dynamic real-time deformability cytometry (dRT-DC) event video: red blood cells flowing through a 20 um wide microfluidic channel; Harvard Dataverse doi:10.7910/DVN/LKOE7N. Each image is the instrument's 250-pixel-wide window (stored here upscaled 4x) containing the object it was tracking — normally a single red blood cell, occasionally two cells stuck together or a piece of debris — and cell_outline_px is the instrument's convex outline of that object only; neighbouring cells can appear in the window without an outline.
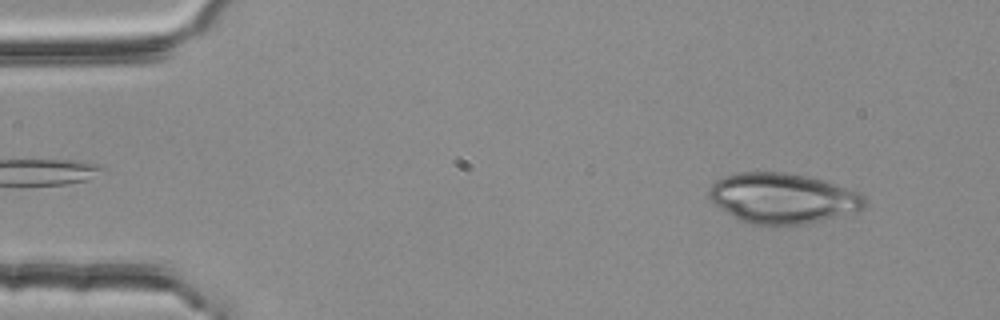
{"species": "common noctule bat (a hibernating species)", "species_latin": "Nyctalus noctula", "temperature_condition": "room temperature", "stored_images_in_passage": 52, "camera_frame_rate_fps": 3000, "um_per_image_px": 0.085, "animal": {"sex": "female", "body_mass_g": 25.1}, "frame": {"image": 1, "passage_image": 4, "time_ms": 1.0, "image_size_px": [1000, 320], "cell_outline_px": [[868, 200], [864, 208], [820, 220], [804, 224], [752, 224], [740, 220], [724, 212], [708, 196], [708, 188], [720, 176], [740, 172], [784, 172], [804, 176], [820, 180], [856, 192], [864, 196]], "centroid_in_image_um": [66.44, 16.84], "position_along_channel_um": 18.6, "area_um2": 44.91}}
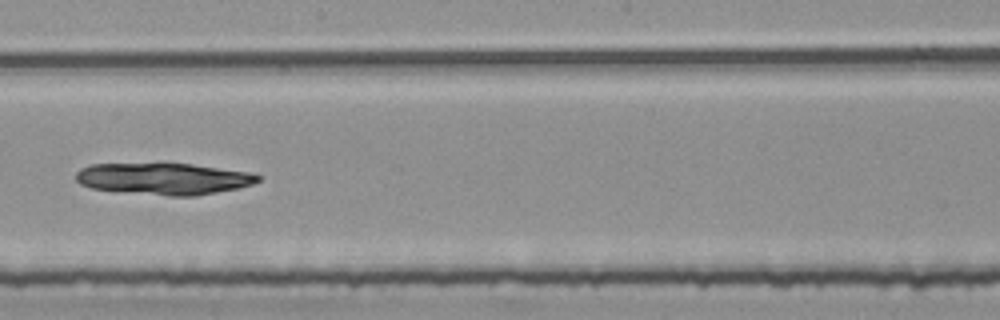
{"frame": {"image": 2, "passage_image": 29, "time_ms": 9.333, "image_size_px": [1000, 320], "cell_outline_px": [[264, 176], [260, 180], [252, 184], [240, 188], [196, 196], [168, 196], [92, 188], [80, 184], [76, 180], [76, 172], [80, 168], [92, 164], [192, 164], [248, 172]], "centroid_in_image_um": [13.96, 15.2], "position_along_channel_um": 234.2, "area_um2": 33.41}}
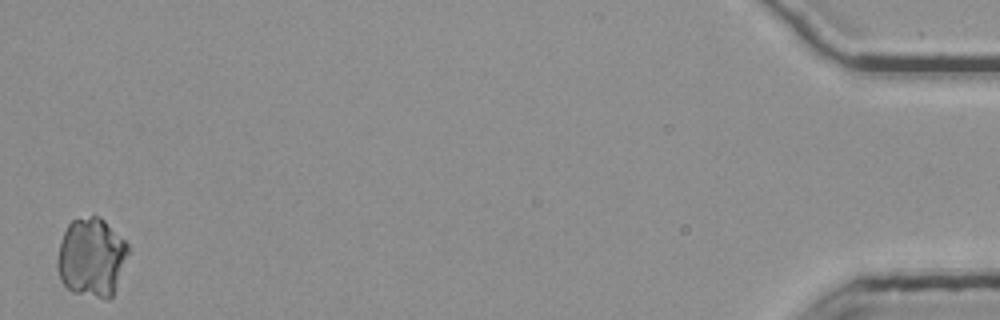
{"frame": {"image": 3, "passage_image": 52, "time_ms": 17.0, "image_size_px": [1000, 320], "cell_outline_px": [[128, 252], [112, 296], [108, 300], [104, 300], [72, 292], [60, 280], [56, 268], [56, 260], [60, 240], [68, 224], [72, 220], [92, 216], [100, 216], [128, 244]], "centroid_in_image_um": [7.73, 21.89], "position_along_channel_um": 427.5, "area_um2": 32.54}}